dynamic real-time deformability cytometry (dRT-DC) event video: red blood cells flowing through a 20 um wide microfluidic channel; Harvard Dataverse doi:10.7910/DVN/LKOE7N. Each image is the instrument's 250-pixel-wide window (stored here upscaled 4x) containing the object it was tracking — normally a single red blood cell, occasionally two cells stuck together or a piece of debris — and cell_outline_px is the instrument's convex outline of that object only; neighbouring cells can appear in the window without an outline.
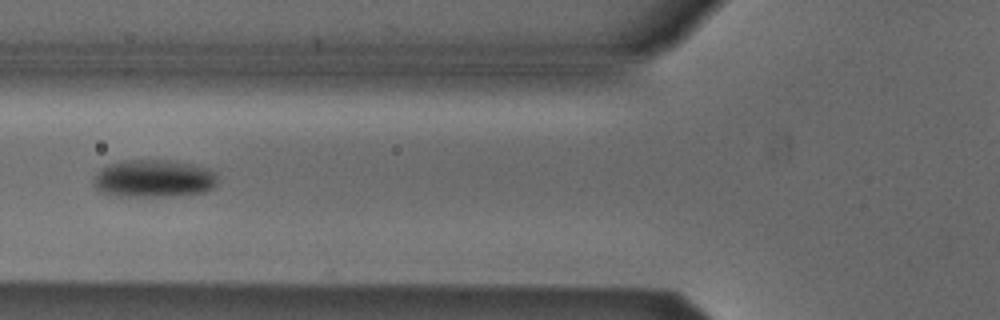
{"species": "Egyptian fruit bat (a non-hibernating species)", "species_latin": "Rousettus aegyptiacus", "temperature_condition": "cold", "stored_images_in_passage": 4, "camera_frame_rate_fps": 3000, "um_per_image_px": 0.085, "animal": {"sex": "male"}, "frame": {"image": 1, "passage_image": 3, "time_ms": 0.667, "image_size_px": [1000, 320], "cell_outline_px": [[216, 184], [212, 188], [204, 192], [172, 196], [108, 196], [100, 192], [96, 188], [92, 180], [96, 172], [108, 164], [124, 160], [176, 160], [196, 164], [208, 168], [216, 172]], "centroid_in_image_um": [13.05, 15.17], "position_along_channel_um": 112.8, "area_um2": 27.74}}
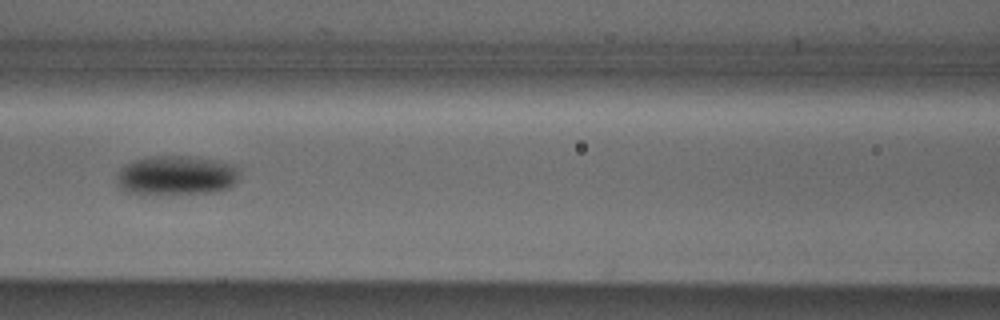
{"frame": {"image": 2, "passage_image": 4, "time_ms": 1.0, "image_size_px": [1000, 320], "cell_outline_px": [[236, 180], [228, 188], [216, 192], [144, 196], [140, 196], [124, 192], [116, 184], [116, 176], [120, 168], [124, 164], [132, 160], [148, 156], [196, 156], [216, 160], [232, 164], [236, 168]], "centroid_in_image_um": [14.86, 14.94], "position_along_channel_um": 151.7, "area_um2": 29.13}}